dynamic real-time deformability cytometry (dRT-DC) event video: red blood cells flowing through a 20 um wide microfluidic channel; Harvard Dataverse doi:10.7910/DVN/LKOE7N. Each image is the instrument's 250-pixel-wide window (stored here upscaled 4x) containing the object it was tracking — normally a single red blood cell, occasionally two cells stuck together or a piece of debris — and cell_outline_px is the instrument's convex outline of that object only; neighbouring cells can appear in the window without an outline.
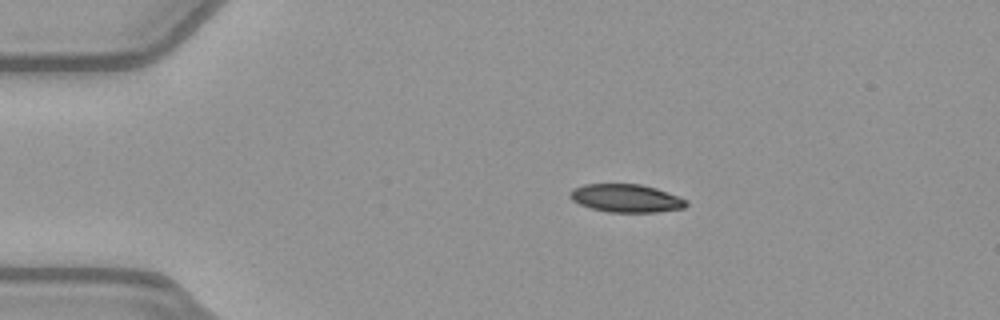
{"species": "common noctule bat (a hibernating species)", "species_latin": "Nyctalus noctula", "temperature_condition": "warm", "stored_images_in_passage": 42, "camera_frame_rate_fps": 3000, "um_per_image_px": 0.085, "animal": {"sex": "female", "body_mass_g": 21.9}, "frame": {"image": 1, "passage_image": 1, "time_ms": 0.0, "image_size_px": [1000, 320], "cell_outline_px": [[688, 204], [684, 208], [656, 212], [608, 212], [592, 208], [580, 204], [572, 200], [568, 196], [568, 192], [572, 188], [584, 184], [640, 184], [656, 188], [688, 200]], "centroid_in_image_um": [53.2, 16.84], "position_along_channel_um": 31.8, "area_um2": 19.07}}
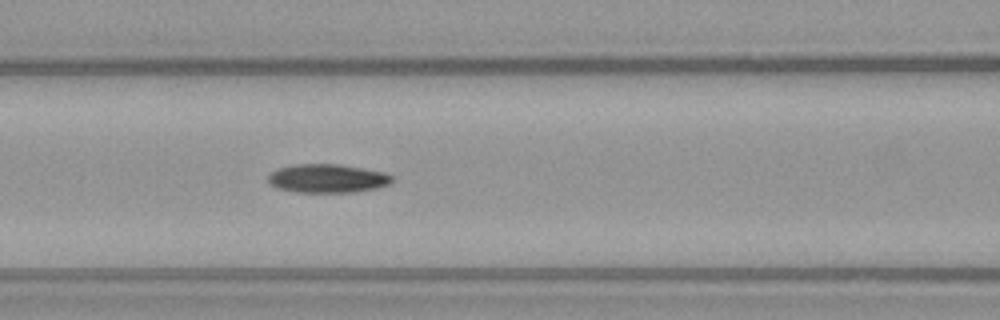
{"frame": {"image": 2, "passage_image": 13, "time_ms": 4.0, "image_size_px": [1000, 320], "cell_outline_px": [[392, 180], [388, 184], [376, 188], [352, 192], [296, 192], [276, 188], [268, 180], [268, 176], [272, 172], [280, 168], [296, 164], [340, 164], [384, 172], [392, 176]], "centroid_in_image_um": [27.82, 15.16], "position_along_channel_um": 138.8, "area_um2": 20.46}}
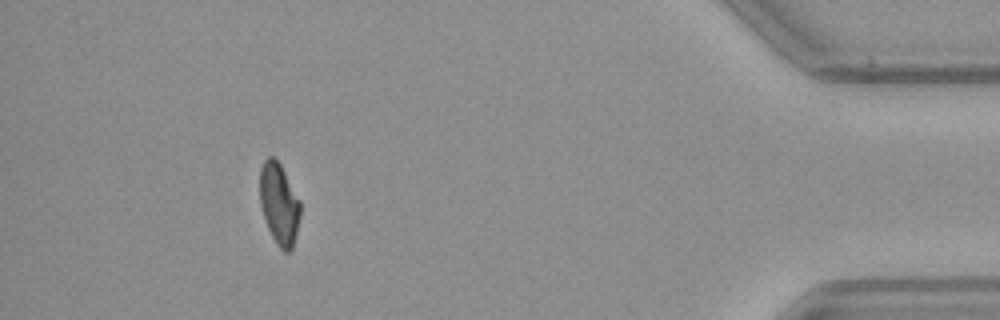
{"frame": {"image": 3, "passage_image": 38, "time_ms": 12.333, "image_size_px": [1000, 320], "cell_outline_px": [[300, 216], [292, 248], [288, 252], [284, 252], [276, 244], [268, 228], [260, 204], [260, 168], [264, 160], [268, 156], [272, 156], [280, 164], [300, 200]], "centroid_in_image_um": [23.72, 17.32], "position_along_channel_um": 411.5, "area_um2": 19.02}, "authors_computed_cell_mechanics": {"area_um2": 20.519, "velocity_mm_per_s": 3.9996, "shape_relaxation_time_tau1_ms": null, "shape_relaxation_time_tau2_ms": 9.3495, "deformation_change_tau1": null, "deformation_change_tau2": 0.1431}}